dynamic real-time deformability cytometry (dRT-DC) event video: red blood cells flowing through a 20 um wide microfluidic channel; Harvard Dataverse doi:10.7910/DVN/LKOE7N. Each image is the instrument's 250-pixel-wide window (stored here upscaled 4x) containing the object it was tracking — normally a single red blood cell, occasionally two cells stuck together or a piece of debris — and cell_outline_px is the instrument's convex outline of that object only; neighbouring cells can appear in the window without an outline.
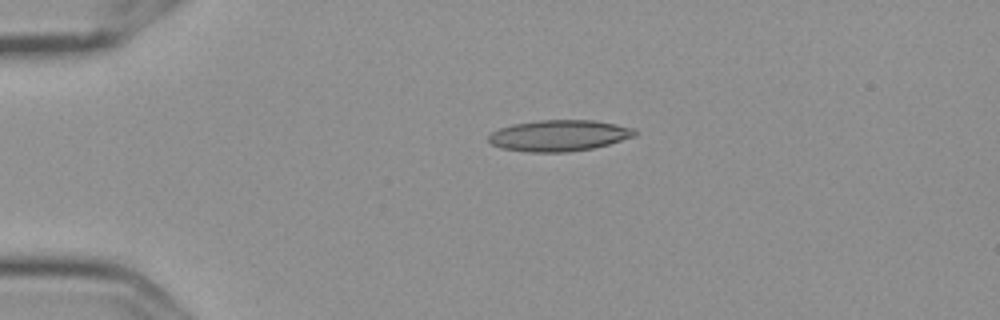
{"species": "Egyptian fruit bat (a non-hibernating species)", "species_latin": "Rousettus aegyptiacus", "temperature_condition": "cold", "stored_images_in_passage": 5, "camera_frame_rate_fps": 3000, "um_per_image_px": 0.085, "frame": {"image": 1, "passage_image": 4, "time_ms": 1.0, "image_size_px": [1000, 320], "cell_outline_px": [[640, 132], [636, 136], [608, 144], [592, 148], [568, 152], [528, 152], [500, 148], [492, 144], [488, 140], [488, 136], [492, 132], [500, 128], [512, 124], [540, 120], [592, 120], [616, 124], [636, 128]], "centroid_in_image_um": [47.55, 11.52], "position_along_channel_um": 37.5, "area_um2": 26.7}}